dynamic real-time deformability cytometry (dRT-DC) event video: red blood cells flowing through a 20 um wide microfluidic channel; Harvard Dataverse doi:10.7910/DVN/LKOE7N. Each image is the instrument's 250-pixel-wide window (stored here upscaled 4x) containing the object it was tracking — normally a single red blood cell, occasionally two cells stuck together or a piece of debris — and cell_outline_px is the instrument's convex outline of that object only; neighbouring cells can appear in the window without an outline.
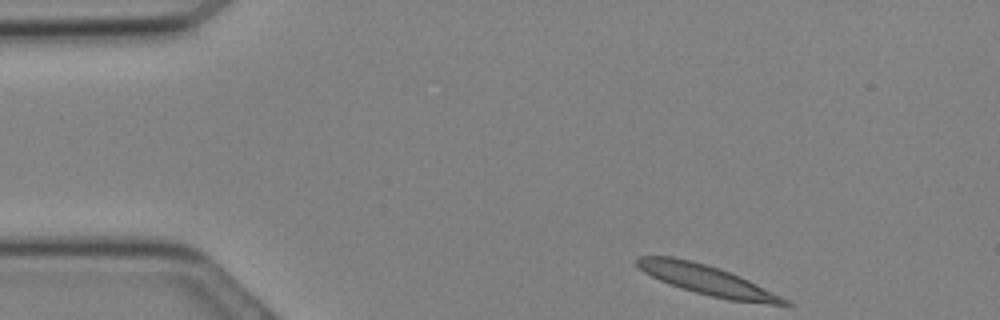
{"species": "Egyptian fruit bat (a non-hibernating species)", "species_latin": "Rousettus aegyptiacus", "temperature_condition": "cold", "stored_images_in_passage": 19, "camera_frame_rate_fps": 3000, "um_per_image_px": 0.085, "animal": {"sex": "female"}, "frame": {"image": 1, "passage_image": 1, "time_ms": 0.0, "image_size_px": [1000, 320], "cell_outline_px": [[792, 304], [772, 304], [728, 300], [696, 292], [660, 280], [644, 272], [636, 264], [636, 256], [672, 256], [692, 260], [720, 268], [740, 276], [788, 300]], "centroid_in_image_um": [60.06, 23.78], "position_along_channel_um": 24.9, "area_um2": 24.97}}
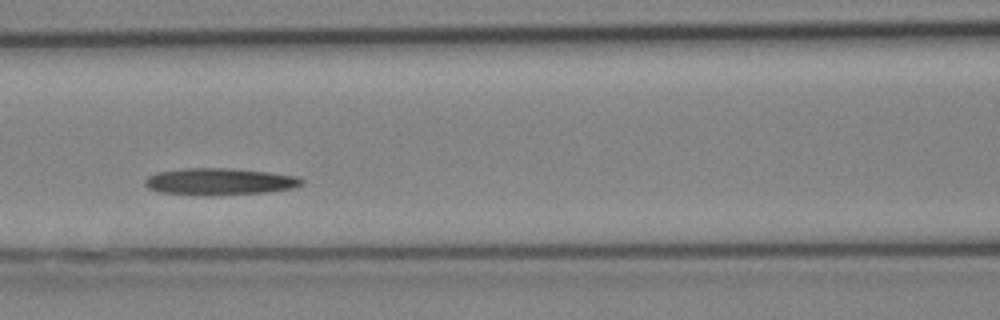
{"frame": {"image": 2, "passage_image": 10, "time_ms": 3.0, "image_size_px": [1000, 320], "cell_outline_px": [[304, 184], [292, 188], [268, 192], [212, 196], [204, 196], [160, 192], [148, 188], [144, 184], [144, 180], [148, 176], [156, 172], [180, 168], [228, 168], [268, 172], [300, 176], [304, 180]], "centroid_in_image_um": [18.66, 15.44], "position_along_channel_um": 147.9, "area_um2": 24.97}}
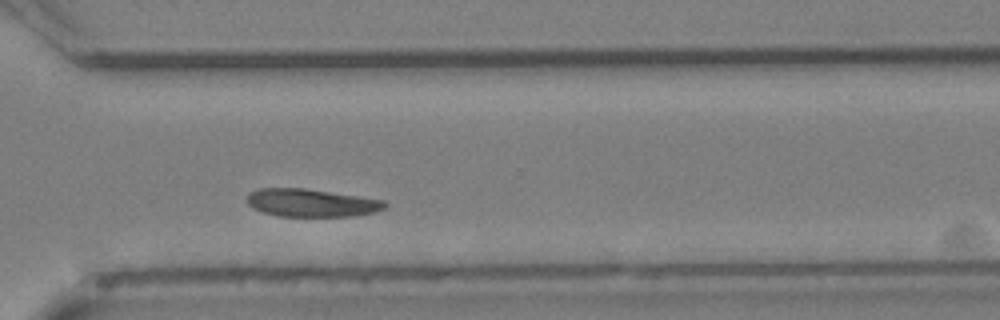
{"frame": {"image": 3, "passage_image": 19, "time_ms": 6.0, "image_size_px": [1000, 320], "cell_outline_px": [[388, 204], [384, 208], [376, 212], [352, 216], [280, 216], [264, 212], [252, 208], [248, 204], [248, 192], [260, 188], [304, 188], [384, 200]], "centroid_in_image_um": [26.46, 17.24], "position_along_channel_um": 344.1, "area_um2": 22.25}}